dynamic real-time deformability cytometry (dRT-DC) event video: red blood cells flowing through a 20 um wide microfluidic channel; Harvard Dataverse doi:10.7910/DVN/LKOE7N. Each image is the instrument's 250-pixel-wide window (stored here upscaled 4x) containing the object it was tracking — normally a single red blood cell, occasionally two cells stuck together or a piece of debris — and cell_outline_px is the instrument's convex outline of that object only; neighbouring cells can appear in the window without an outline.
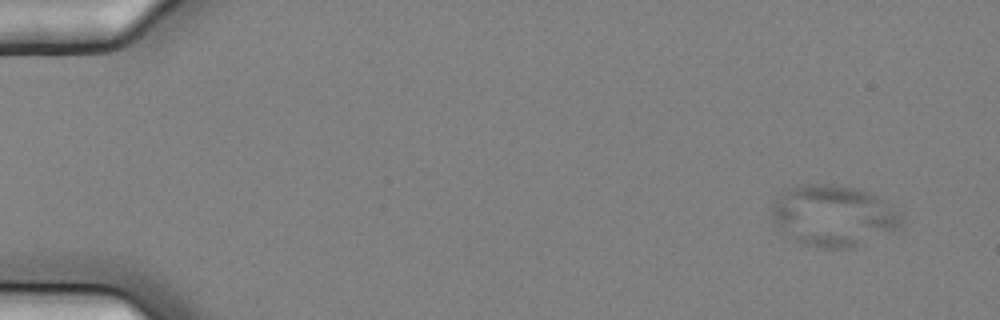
{"species": "common noctule bat (a hibernating species)", "species_latin": "Nyctalus noctula", "temperature_condition": "cold", "stored_images_in_passage": 6, "camera_frame_rate_fps": 3000, "um_per_image_px": 0.085, "animal": {"sex": "female", "body_mass_g": 25.1}, "frame": {"image": 1, "passage_image": 2, "time_ms": 0.333, "image_size_px": [1000, 320], "cell_outline_px": [[904, 220], [900, 228], [892, 232], [852, 248], [824, 248], [804, 244], [796, 240], [776, 224], [772, 220], [772, 204], [784, 188], [800, 184], [832, 184], [856, 188], [872, 192], [904, 212]], "centroid_in_image_um": [70.92, 18.3], "position_along_channel_um": 14.1, "area_um2": 46.82}}
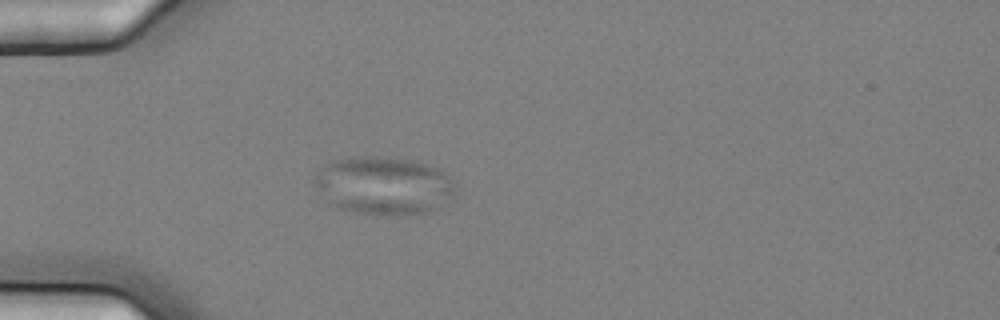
{"frame": {"image": 2, "passage_image": 6, "time_ms": 1.667, "image_size_px": [1000, 320], "cell_outline_px": [[456, 196], [448, 204], [428, 212], [408, 216], [388, 216], [356, 212], [336, 208], [328, 204], [320, 196], [312, 180], [320, 168], [324, 164], [332, 160], [352, 156], [388, 156], [412, 160], [436, 168], [448, 176], [456, 188]], "centroid_in_image_um": [32.59, 15.8], "position_along_channel_um": 52.4, "area_um2": 49.01}}